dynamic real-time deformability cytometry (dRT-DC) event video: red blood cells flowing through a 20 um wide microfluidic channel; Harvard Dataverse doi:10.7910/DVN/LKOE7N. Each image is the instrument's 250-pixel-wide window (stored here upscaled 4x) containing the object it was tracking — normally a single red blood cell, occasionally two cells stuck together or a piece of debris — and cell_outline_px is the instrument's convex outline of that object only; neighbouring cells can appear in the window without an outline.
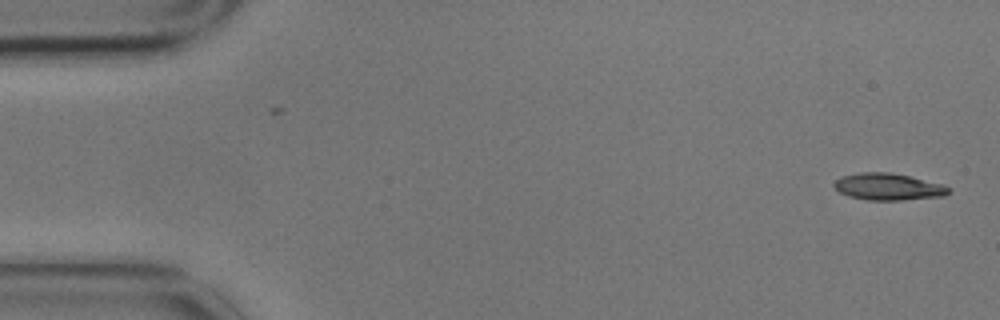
{"species": "common noctule bat (a hibernating species)", "species_latin": "Nyctalus noctula", "temperature_condition": "cold", "stored_images_in_passage": 2, "camera_frame_rate_fps": 3000, "um_per_image_px": 0.085, "animal": {"sex": "male", "body_mass_g": 17.9}, "frame": {"image": 1, "passage_image": 2, "time_ms": 0.333, "image_size_px": [1000, 320], "cell_outline_px": [[952, 188], [944, 196], [900, 200], [868, 200], [848, 196], [840, 192], [832, 184], [840, 176], [860, 172], [892, 172], [944, 184]], "centroid_in_image_um": [75.5, 15.86], "position_along_channel_um": 9.5, "area_um2": 18.03}}